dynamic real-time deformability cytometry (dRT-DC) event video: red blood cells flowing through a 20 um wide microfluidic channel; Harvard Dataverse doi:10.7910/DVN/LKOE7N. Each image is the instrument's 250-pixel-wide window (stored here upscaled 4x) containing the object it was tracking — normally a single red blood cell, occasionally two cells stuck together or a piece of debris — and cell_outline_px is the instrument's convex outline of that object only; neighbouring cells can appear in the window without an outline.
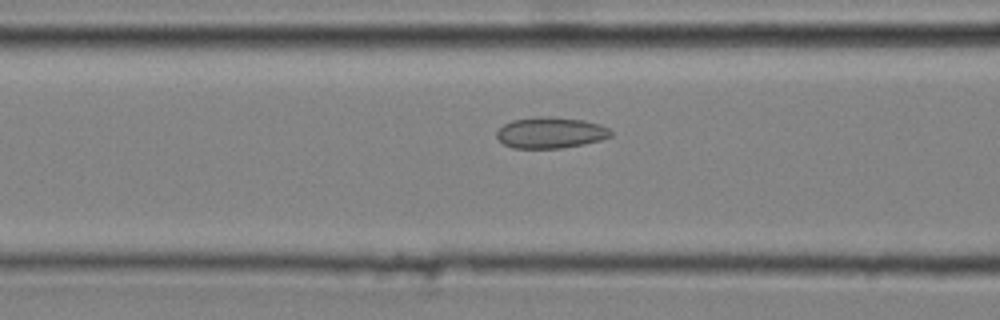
{"species": "common noctule bat (a hibernating species)", "species_latin": "Nyctalus noctula", "temperature_condition": "cold", "stored_images_in_passage": 17, "camera_frame_rate_fps": 3000, "um_per_image_px": 0.085, "animal": {"sex": "male", "body_mass_g": 20.4}, "frame": {"image": 1, "passage_image": 15, "time_ms": 4.667, "image_size_px": [1000, 320], "cell_outline_px": [[612, 136], [600, 140], [584, 144], [560, 148], [512, 148], [504, 144], [496, 136], [496, 132], [504, 124], [512, 120], [540, 116], [552, 116], [584, 120], [600, 124], [608, 128], [612, 132]], "centroid_in_image_um": [46.8, 11.27], "position_along_channel_um": 119.8, "area_um2": 20.75}}